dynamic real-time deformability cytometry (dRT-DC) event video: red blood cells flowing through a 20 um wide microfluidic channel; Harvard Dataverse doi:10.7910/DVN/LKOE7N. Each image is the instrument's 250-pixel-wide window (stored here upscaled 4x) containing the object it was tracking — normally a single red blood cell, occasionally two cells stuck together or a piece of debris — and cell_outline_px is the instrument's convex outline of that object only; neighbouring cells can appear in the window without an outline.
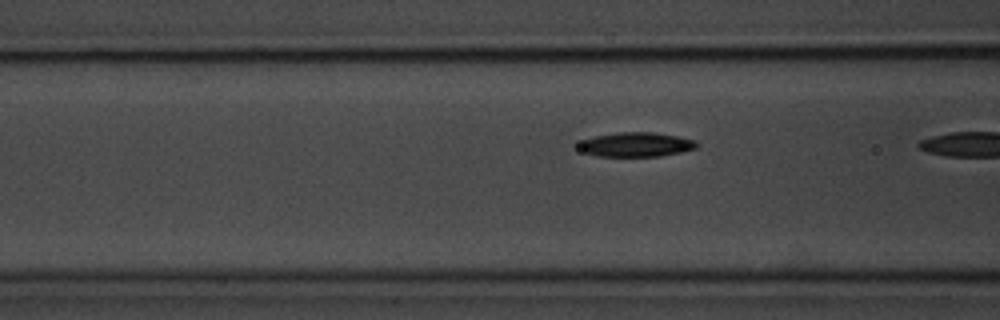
{"species": "common noctule bat (a hibernating species)", "species_latin": "Nyctalus noctula", "temperature_condition": "room temperature", "stored_images_in_passage": 17, "camera_frame_rate_fps": 3000, "um_per_image_px": 0.085, "animal": {"sex": "male", "body_mass_g": 20.1, "forearm_length_mm": 53.5}, "frame": {"image": 1, "passage_image": 15, "time_ms": 4.667, "image_size_px": [1000, 320], "cell_outline_px": [[700, 144], [696, 148], [680, 152], [660, 156], [596, 156], [584, 152], [576, 144], [584, 140], [596, 136], [620, 132], [652, 132], [676, 136], [696, 140]], "centroid_in_image_um": [54.09, 12.29], "position_along_channel_um": 112.5, "area_um2": 16.65}}